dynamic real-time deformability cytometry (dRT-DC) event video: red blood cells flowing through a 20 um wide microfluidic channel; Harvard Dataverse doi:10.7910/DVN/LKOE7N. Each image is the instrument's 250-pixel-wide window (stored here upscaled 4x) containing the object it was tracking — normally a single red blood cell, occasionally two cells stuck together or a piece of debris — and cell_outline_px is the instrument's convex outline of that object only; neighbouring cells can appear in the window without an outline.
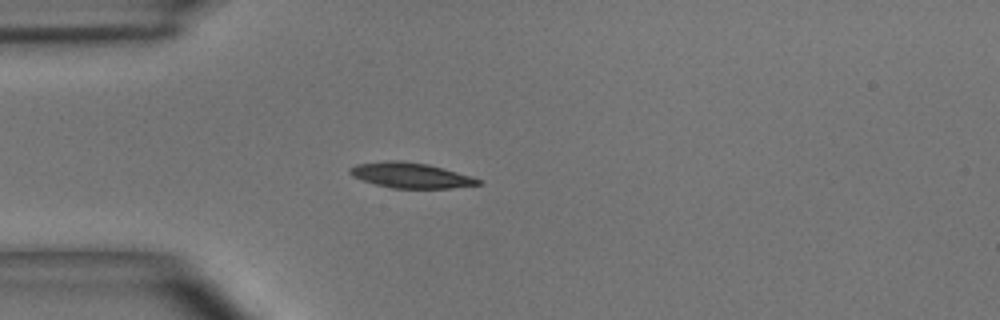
{"species": "common noctule bat (a hibernating species)", "species_latin": "Nyctalus noctula", "temperature_condition": "room temperature", "stored_images_in_passage": 45, "camera_frame_rate_fps": 3000, "um_per_image_px": 0.085, "animal": {"sex": "male", "body_mass_g": 15.6}, "frame": {"image": 1, "passage_image": 9, "time_ms": 2.667, "image_size_px": [1000, 320], "cell_outline_px": [[480, 184], [452, 188], [392, 188], [376, 184], [352, 176], [348, 172], [348, 168], [356, 164], [384, 160], [400, 160], [428, 164], [456, 172], [480, 180]], "centroid_in_image_um": [34.83, 14.89], "position_along_channel_um": 50.2, "area_um2": 18.73}}
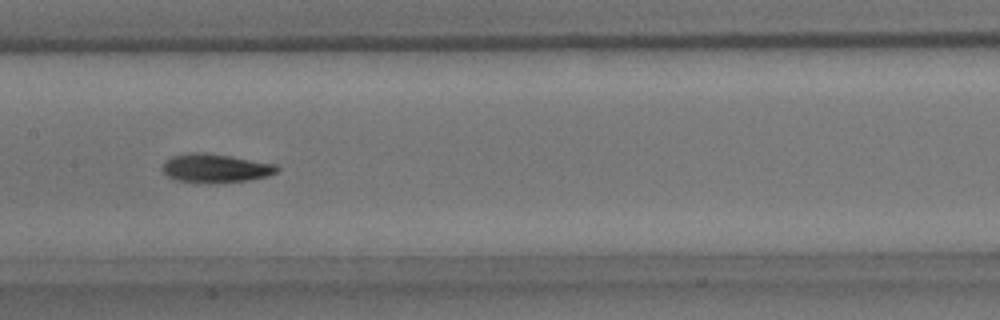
{"frame": {"image": 2, "passage_image": 20, "time_ms": 6.333, "image_size_px": [1000, 320], "cell_outline_px": [[280, 168], [276, 172], [268, 176], [248, 180], [216, 184], [212, 184], [176, 180], [168, 176], [160, 168], [172, 156], [196, 152], [204, 152], [232, 156], [276, 164]], "centroid_in_image_um": [18.34, 14.31], "position_along_channel_um": 189.1, "area_um2": 19.31}}
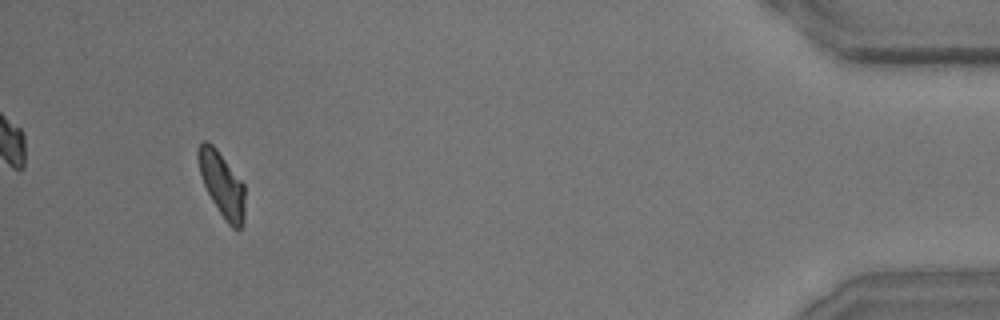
{"frame": {"image": 3, "passage_image": 42, "time_ms": 13.667, "image_size_px": [1000, 320], "cell_outline_px": [[244, 220], [240, 228], [232, 228], [224, 220], [212, 200], [200, 176], [196, 156], [196, 152], [200, 144], [204, 140], [212, 144], [216, 148], [244, 184]], "centroid_in_image_um": [18.84, 15.66], "position_along_channel_um": 416.4, "area_um2": 17.51}, "authors_computed_cell_mechanics": {"area_um2": 18.2648, "velocity_mm_per_s": 4.0445, "shape_relaxation_time_tau1_ms": 3.7277, "shape_relaxation_time_tau2_ms": 2.8003, "deformation_change_tau1": 0.13, "deformation_change_tau2": 0.0775}}